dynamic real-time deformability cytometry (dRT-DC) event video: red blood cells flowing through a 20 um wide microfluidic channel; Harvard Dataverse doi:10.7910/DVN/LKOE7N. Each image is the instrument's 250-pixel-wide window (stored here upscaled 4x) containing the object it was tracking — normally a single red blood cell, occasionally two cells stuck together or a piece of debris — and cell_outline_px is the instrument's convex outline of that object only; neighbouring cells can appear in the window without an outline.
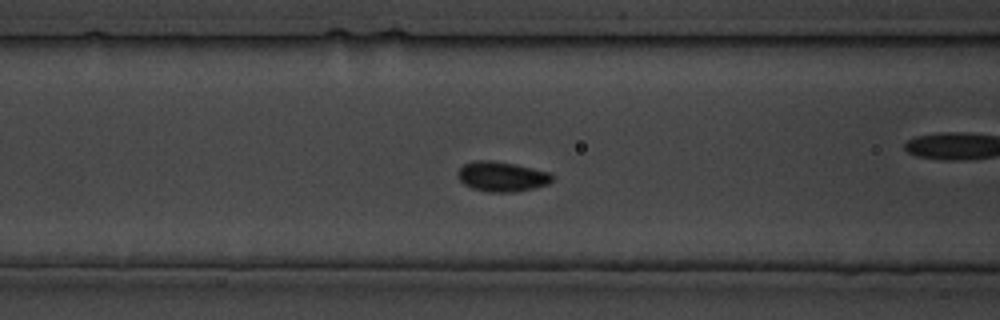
{"species": "common noctule bat (a hibernating species)", "species_latin": "Nyctalus noctula", "temperature_condition": "cold", "stored_images_in_passage": 27, "camera_frame_rate_fps": 3000, "um_per_image_px": 0.085, "animal": {"sex": "male", "body_mass_g": 19.5, "forearm_length_mm": 54.6}, "frame": {"image": 1, "passage_image": 5, "time_ms": 4.667, "image_size_px": [1000, 320], "cell_outline_px": [[556, 176], [548, 184], [536, 188], [512, 192], [488, 192], [472, 188], [464, 184], [460, 180], [456, 172], [464, 164], [476, 160], [492, 160], [516, 164], [552, 172]], "centroid_in_image_um": [42.7, 15.0], "position_along_channel_um": 123.9, "area_um2": 16.76}}
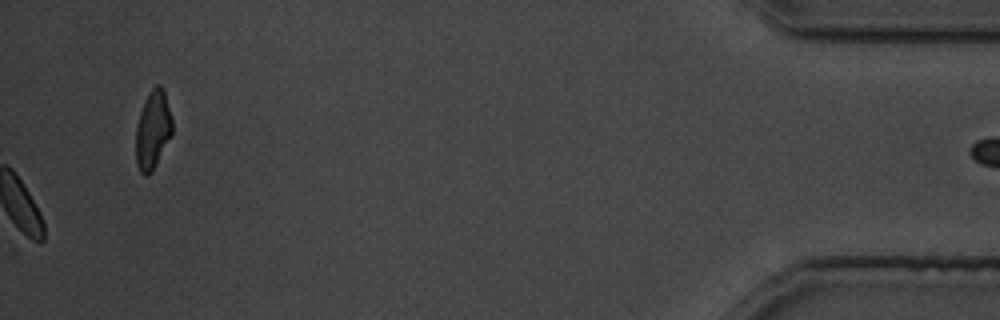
{"frame": {"image": 2, "passage_image": 27, "time_ms": 31.333, "image_size_px": [1000, 320], "cell_outline_px": [[172, 132], [152, 172], [148, 176], [144, 176], [140, 172], [136, 164], [136, 128], [140, 112], [144, 100], [148, 92], [156, 84], [160, 84], [164, 88], [172, 120]], "centroid_in_image_um": [12.98, 11.02], "position_along_channel_um": 422.2, "area_um2": 16.65}}